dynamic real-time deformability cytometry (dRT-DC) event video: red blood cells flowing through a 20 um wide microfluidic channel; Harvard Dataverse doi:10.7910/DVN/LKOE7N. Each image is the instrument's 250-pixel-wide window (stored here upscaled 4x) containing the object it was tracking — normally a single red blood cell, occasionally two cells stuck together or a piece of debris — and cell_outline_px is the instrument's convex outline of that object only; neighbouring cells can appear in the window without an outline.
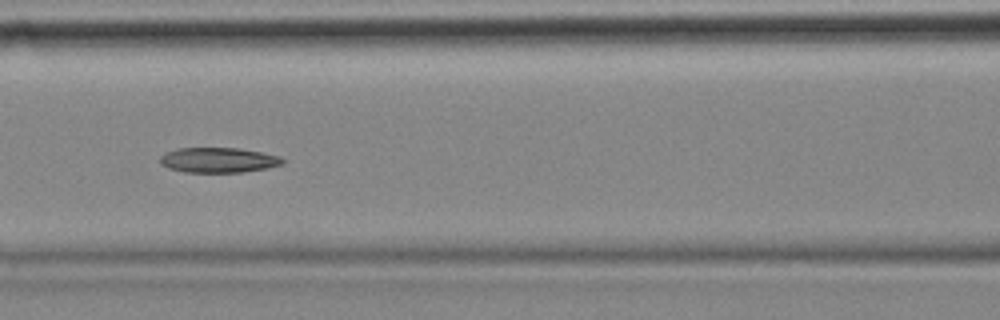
{"species": "common noctule bat (a hibernating species)", "species_latin": "Nyctalus noctula", "temperature_condition": "cold", "stored_images_in_passage": 9, "camera_frame_rate_fps": 3000, "um_per_image_px": 0.085, "animal": {"sex": "female", "body_mass_g": 18.4}, "frame": {"image": 1, "passage_image": 6, "time_ms": 1.667, "image_size_px": [1000, 320], "cell_outline_px": [[284, 164], [268, 168], [244, 172], [184, 172], [168, 168], [160, 164], [160, 156], [164, 152], [176, 148], [236, 148], [260, 152], [280, 156], [284, 160]], "centroid_in_image_um": [18.54, 13.61], "position_along_channel_um": 148.1, "area_um2": 18.03}}
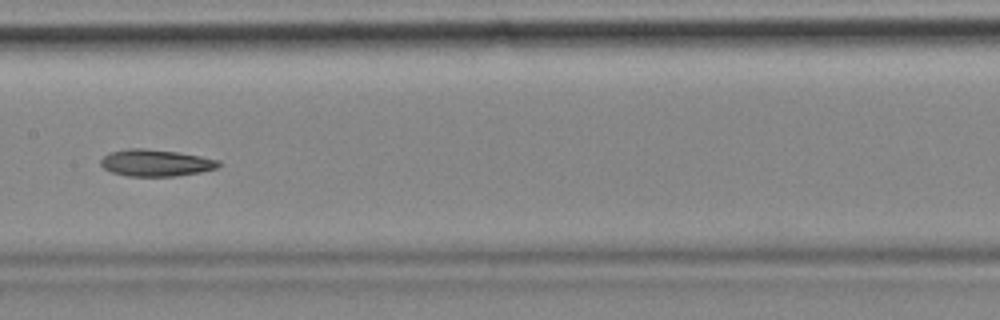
{"frame": {"image": 2, "passage_image": 7, "time_ms": 2.0, "image_size_px": [1000, 320], "cell_outline_px": [[220, 164], [216, 168], [200, 172], [176, 176], [128, 176], [112, 172], [104, 168], [100, 164], [100, 160], [108, 152], [128, 148], [144, 148], [176, 152], [200, 156], [220, 160]], "centroid_in_image_um": [13.21, 13.84], "position_along_channel_um": 194.2, "area_um2": 18.38}}